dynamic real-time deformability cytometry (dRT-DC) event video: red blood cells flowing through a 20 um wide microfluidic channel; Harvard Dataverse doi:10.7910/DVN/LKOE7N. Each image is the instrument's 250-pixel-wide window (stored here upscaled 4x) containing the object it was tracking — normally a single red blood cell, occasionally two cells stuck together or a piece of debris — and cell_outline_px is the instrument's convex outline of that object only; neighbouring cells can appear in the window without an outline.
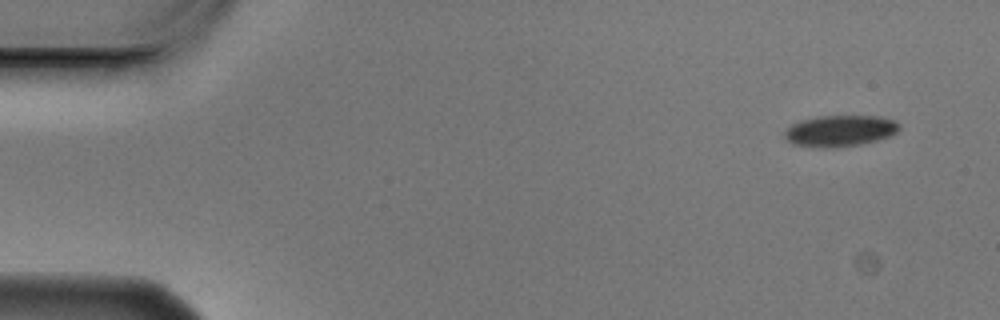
{"species": "Egyptian fruit bat (a non-hibernating species)", "species_latin": "Rousettus aegyptiacus", "temperature_condition": "cold", "stored_images_in_passage": 7, "camera_frame_rate_fps": 3000, "um_per_image_px": 0.085, "animal": {"sex": "male"}, "frame": {"image": 1, "passage_image": 1, "time_ms": 0.0, "image_size_px": [1000, 320], "cell_outline_px": [[900, 128], [896, 132], [888, 136], [876, 140], [856, 144], [792, 144], [784, 136], [784, 132], [792, 124], [800, 120], [816, 116], [880, 116], [892, 120], [900, 124]], "centroid_in_image_um": [71.43, 11.04], "position_along_channel_um": 13.6, "area_um2": 19.65}}
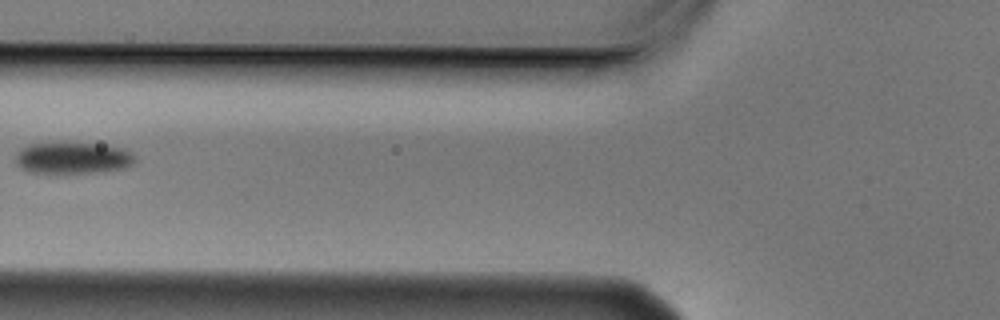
{"frame": {"image": 2, "passage_image": 6, "time_ms": 1.667, "image_size_px": [1000, 320], "cell_outline_px": [[136, 160], [132, 164], [124, 168], [96, 172], [28, 172], [20, 168], [16, 164], [16, 152], [20, 148], [28, 144], [60, 140], [108, 144], [124, 148], [132, 152], [136, 156]], "centroid_in_image_um": [6.18, 13.36], "position_along_channel_um": 119.6, "area_um2": 22.95}}
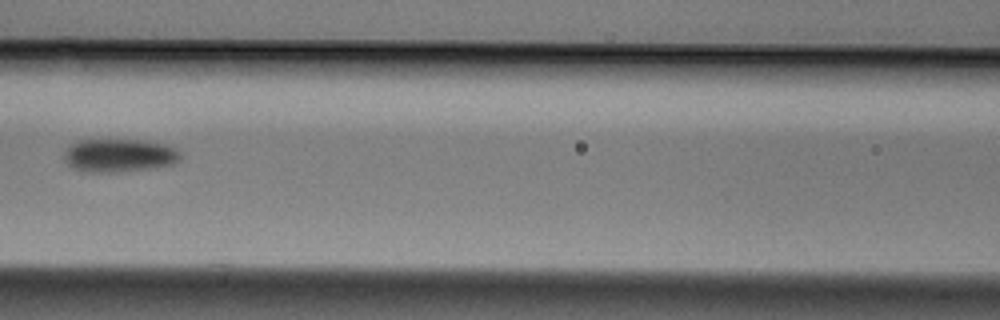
{"frame": {"image": 3, "passage_image": 7, "time_ms": 2.0, "image_size_px": [1000, 320], "cell_outline_px": [[180, 160], [172, 164], [152, 168], [116, 172], [92, 172], [72, 168], [64, 160], [64, 156], [68, 148], [76, 140], [140, 140], [164, 144], [176, 148], [180, 152]], "centroid_in_image_um": [10.14, 13.21], "position_along_channel_um": 156.5, "area_um2": 22.37}}